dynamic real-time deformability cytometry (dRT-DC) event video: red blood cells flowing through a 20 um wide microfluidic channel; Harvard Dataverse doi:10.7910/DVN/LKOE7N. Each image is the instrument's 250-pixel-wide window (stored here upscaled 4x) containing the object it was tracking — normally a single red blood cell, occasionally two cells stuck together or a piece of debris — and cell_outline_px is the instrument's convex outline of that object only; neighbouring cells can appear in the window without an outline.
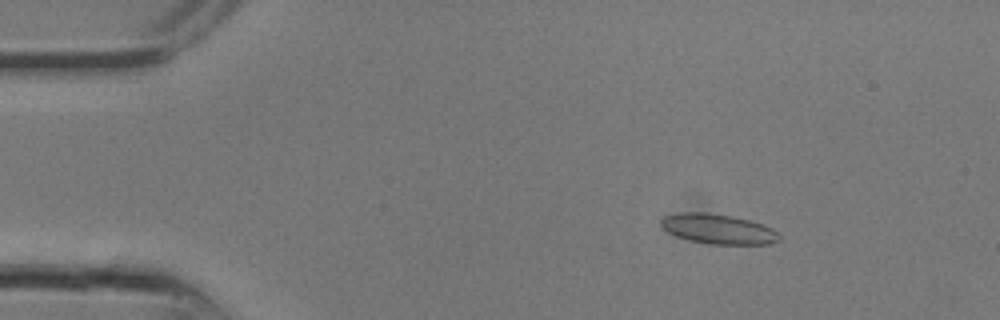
{"species": "common noctule bat (a hibernating species)", "species_latin": "Nyctalus noctula", "temperature_condition": "room temperature", "stored_images_in_passage": 8, "camera_frame_rate_fps": 3000, "um_per_image_px": 0.085, "animal": {"sex": "male", "body_mass_g": 13.3}, "frame": {"image": 1, "passage_image": 4, "time_ms": 1.0, "image_size_px": [1000, 320], "cell_outline_px": [[780, 240], [768, 244], [712, 244], [692, 240], [676, 236], [668, 232], [660, 224], [660, 220], [664, 216], [680, 212], [704, 212], [732, 216], [748, 220], [772, 228], [780, 236]], "centroid_in_image_um": [61.02, 19.46], "position_along_channel_um": 24.0, "area_um2": 20.35}}
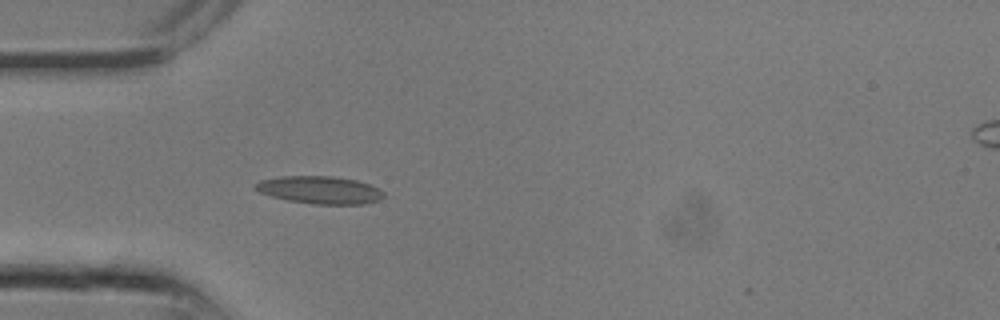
{"frame": {"image": 2, "passage_image": 8, "time_ms": 2.333, "image_size_px": [1000, 320], "cell_outline_px": [[384, 196], [380, 200], [364, 204], [312, 204], [288, 200], [272, 196], [260, 192], [256, 188], [256, 184], [260, 180], [280, 176], [332, 176], [356, 180], [368, 184], [384, 192]], "centroid_in_image_um": [27.2, 16.15], "position_along_channel_um": 57.8, "area_um2": 20.46}}